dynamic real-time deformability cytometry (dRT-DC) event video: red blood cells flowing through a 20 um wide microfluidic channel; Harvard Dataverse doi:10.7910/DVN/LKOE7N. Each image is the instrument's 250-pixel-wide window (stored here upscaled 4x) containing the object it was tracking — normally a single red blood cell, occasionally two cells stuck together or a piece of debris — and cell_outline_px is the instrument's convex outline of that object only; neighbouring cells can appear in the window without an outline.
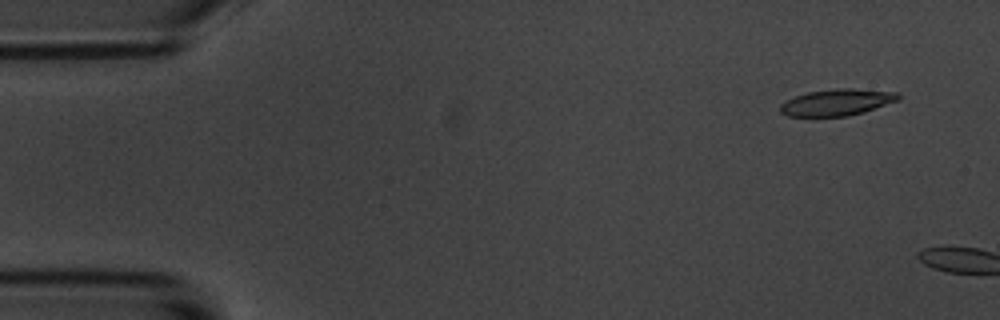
{"species": "common noctule bat (a hibernating species)", "species_latin": "Nyctalus noctula", "temperature_condition": "room temperature", "stored_images_in_passage": 2, "camera_frame_rate_fps": 3000, "um_per_image_px": 0.085, "animal": {"sex": "male", "body_mass_g": 20.1, "forearm_length_mm": 53.5}, "frame": {"image": 1, "passage_image": 1, "time_ms": 0.0, "image_size_px": [1000, 320], "cell_outline_px": [[900, 100], [864, 112], [848, 116], [788, 116], [780, 112], [780, 104], [796, 96], [808, 92], [836, 88], [852, 88], [900, 92]], "centroid_in_image_um": [71.2, 8.69], "position_along_channel_um": 13.8, "area_um2": 18.32}}